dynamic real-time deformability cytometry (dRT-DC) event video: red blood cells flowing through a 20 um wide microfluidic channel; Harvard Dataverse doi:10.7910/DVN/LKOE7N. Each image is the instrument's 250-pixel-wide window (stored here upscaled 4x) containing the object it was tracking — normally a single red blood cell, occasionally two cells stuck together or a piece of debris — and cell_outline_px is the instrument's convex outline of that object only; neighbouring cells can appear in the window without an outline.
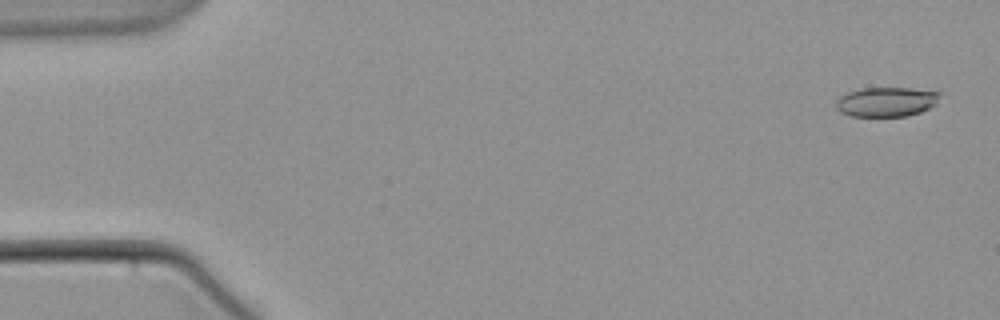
{"species": "common noctule bat (a hibernating species)", "species_latin": "Nyctalus noctula", "temperature_condition": "warm", "stored_images_in_passage": 58, "camera_frame_rate_fps": 3000, "um_per_image_px": 0.085, "animal": {"sex": "male", "body_mass_g": 21.5, "forearm_length_mm": 52.0}, "frame": {"image": 1, "passage_image": 3, "time_ms": 0.667, "image_size_px": [1000, 320], "cell_outline_px": [[940, 92], [936, 104], [920, 112], [908, 116], [852, 116], [840, 112], [836, 108], [836, 100], [840, 96], [848, 92], [860, 88], [908, 88]], "centroid_in_image_um": [75.31, 8.65], "position_along_channel_um": 9.7, "area_um2": 17.8}}
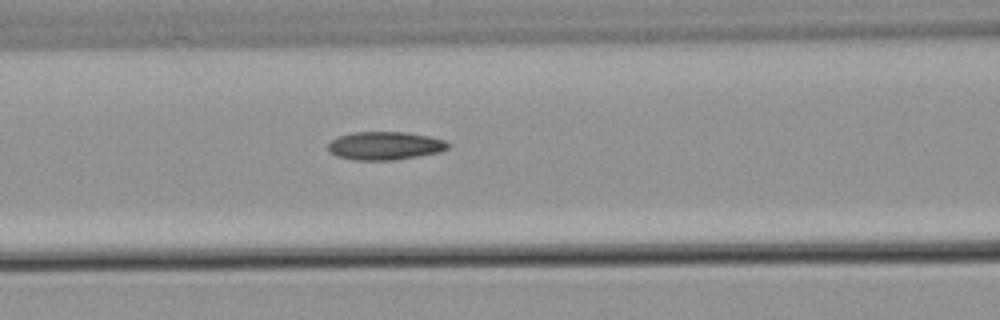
{"frame": {"image": 2, "passage_image": 25, "time_ms": 8.0, "image_size_px": [1000, 320], "cell_outline_px": [[452, 144], [448, 148], [440, 152], [392, 160], [356, 160], [336, 156], [328, 152], [328, 144], [336, 136], [352, 132], [404, 132], [428, 136], [444, 140]], "centroid_in_image_um": [32.69, 12.38], "position_along_channel_um": 133.9, "area_um2": 19.77}}
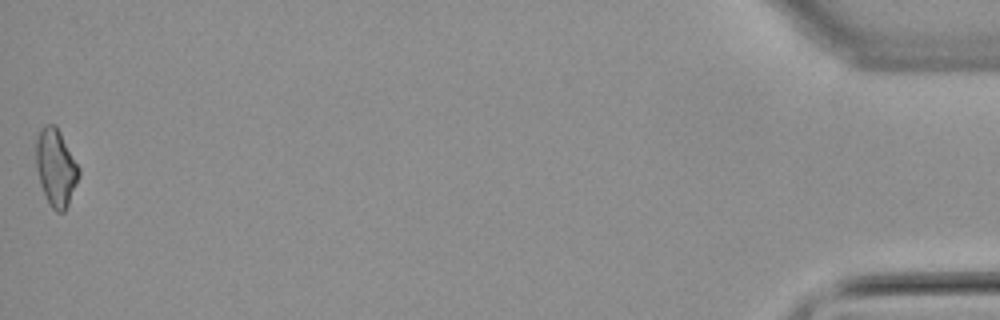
{"frame": {"image": 3, "passage_image": 58, "time_ms": 19.0, "image_size_px": [1000, 320], "cell_outline_px": [[80, 176], [68, 204], [64, 212], [56, 212], [48, 204], [40, 184], [36, 168], [36, 140], [44, 124], [56, 124], [80, 168]], "centroid_in_image_um": [4.75, 14.25], "position_along_channel_um": 430.4, "area_um2": 19.36}}